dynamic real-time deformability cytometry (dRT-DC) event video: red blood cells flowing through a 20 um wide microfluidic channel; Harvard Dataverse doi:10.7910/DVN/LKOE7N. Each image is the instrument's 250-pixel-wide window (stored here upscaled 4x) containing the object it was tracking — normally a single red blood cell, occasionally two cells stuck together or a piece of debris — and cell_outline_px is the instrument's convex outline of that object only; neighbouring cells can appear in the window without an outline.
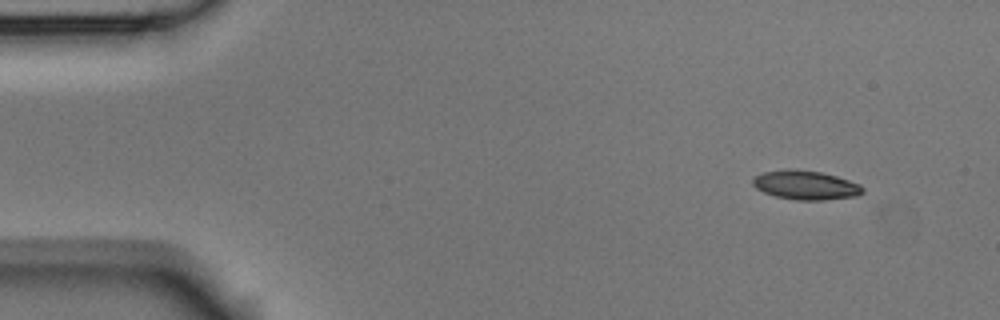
{"species": "Egyptian fruit bat (a non-hibernating species)", "species_latin": "Rousettus aegyptiacus", "temperature_condition": "room temperature", "stored_images_in_passage": 4, "camera_frame_rate_fps": 3000, "um_per_image_px": 0.085, "animal": {"sex": "male"}, "frame": {"image": 1, "passage_image": 1, "time_ms": 0.0, "image_size_px": [1000, 320], "cell_outline_px": [[864, 192], [856, 196], [824, 200], [796, 200], [776, 196], [764, 192], [756, 188], [752, 184], [752, 180], [756, 176], [764, 172], [820, 172], [836, 176], [860, 184], [864, 188]], "centroid_in_image_um": [68.54, 15.79], "position_along_channel_um": 16.5, "area_um2": 17.74}}
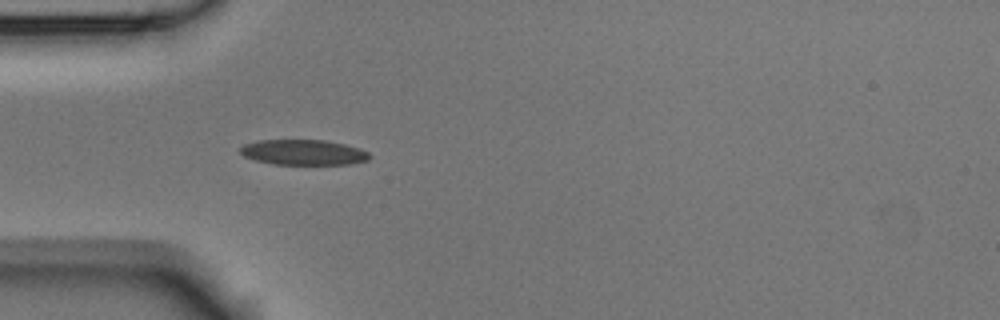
{"frame": {"image": 2, "passage_image": 4, "time_ms": 1.0, "image_size_px": [1000, 320], "cell_outline_px": [[372, 156], [368, 160], [352, 164], [276, 164], [256, 160], [244, 156], [240, 152], [240, 148], [244, 144], [260, 140], [324, 140], [344, 144], [360, 148], [368, 152]], "centroid_in_image_um": [25.83, 12.94], "position_along_channel_um": 59.2, "area_um2": 19.02}}